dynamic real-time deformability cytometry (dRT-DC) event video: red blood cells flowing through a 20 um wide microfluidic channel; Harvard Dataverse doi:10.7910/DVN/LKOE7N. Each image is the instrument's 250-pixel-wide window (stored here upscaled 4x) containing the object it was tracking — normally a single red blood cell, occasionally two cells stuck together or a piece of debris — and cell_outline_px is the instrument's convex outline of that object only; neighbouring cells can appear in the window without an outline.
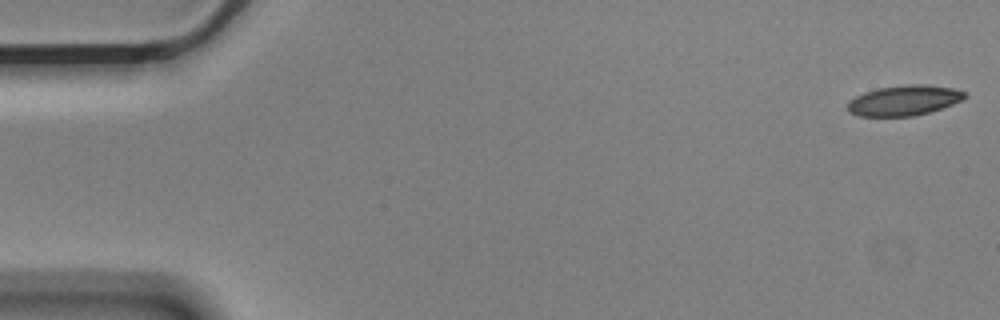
{"species": "Egyptian fruit bat (a non-hibernating species)", "species_latin": "Rousettus aegyptiacus", "temperature_condition": "cold", "stored_images_in_passage": 5, "camera_frame_rate_fps": 3000, "um_per_image_px": 0.085, "animal": {"sex": "male"}, "frame": {"image": 1, "passage_image": 1, "time_ms": 0.0, "image_size_px": [1000, 320], "cell_outline_px": [[968, 96], [952, 104], [928, 112], [912, 116], [856, 116], [848, 112], [848, 100], [864, 92], [876, 88], [908, 84], [924, 84], [952, 88], [964, 92]], "centroid_in_image_um": [76.79, 8.53], "position_along_channel_um": 8.2, "area_um2": 20.58}}
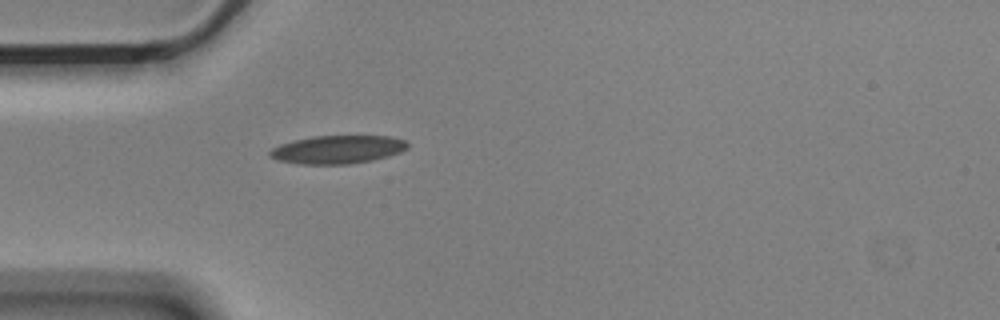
{"frame": {"image": 2, "passage_image": 5, "time_ms": 1.333, "image_size_px": [1000, 320], "cell_outline_px": [[408, 148], [400, 152], [388, 156], [372, 160], [348, 164], [300, 164], [276, 160], [268, 156], [268, 152], [272, 148], [280, 144], [292, 140], [312, 136], [388, 136], [404, 140], [408, 144]], "centroid_in_image_um": [28.64, 12.71], "position_along_channel_um": 56.4, "area_um2": 22.72}}